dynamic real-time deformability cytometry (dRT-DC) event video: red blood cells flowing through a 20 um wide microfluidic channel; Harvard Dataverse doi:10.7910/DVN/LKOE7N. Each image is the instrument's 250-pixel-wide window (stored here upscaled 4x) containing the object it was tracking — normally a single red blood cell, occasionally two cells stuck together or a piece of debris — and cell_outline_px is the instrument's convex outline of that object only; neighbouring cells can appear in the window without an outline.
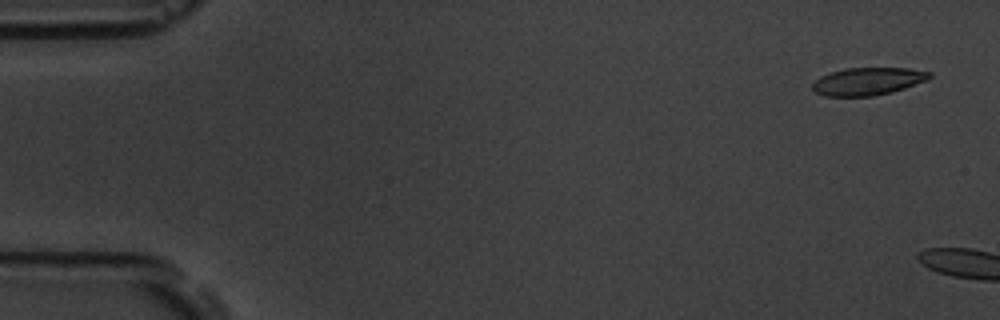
{"species": "common noctule bat (a hibernating species)", "species_latin": "Nyctalus noctula", "temperature_condition": "room temperature", "stored_images_in_passage": 2, "camera_frame_rate_fps": 3000, "um_per_image_px": 0.085, "animal": {"sex": "male", "body_mass_g": 19.5, "forearm_length_mm": 54.6}, "frame": {"image": 1, "passage_image": 1, "time_ms": 0.0, "image_size_px": [1000, 320], "cell_outline_px": [[932, 76], [928, 80], [892, 92], [872, 96], [824, 96], [816, 92], [812, 88], [812, 84], [820, 76], [844, 68], [908, 68], [932, 72]], "centroid_in_image_um": [73.78, 6.91], "position_along_channel_um": 11.2, "area_um2": 18.84}}